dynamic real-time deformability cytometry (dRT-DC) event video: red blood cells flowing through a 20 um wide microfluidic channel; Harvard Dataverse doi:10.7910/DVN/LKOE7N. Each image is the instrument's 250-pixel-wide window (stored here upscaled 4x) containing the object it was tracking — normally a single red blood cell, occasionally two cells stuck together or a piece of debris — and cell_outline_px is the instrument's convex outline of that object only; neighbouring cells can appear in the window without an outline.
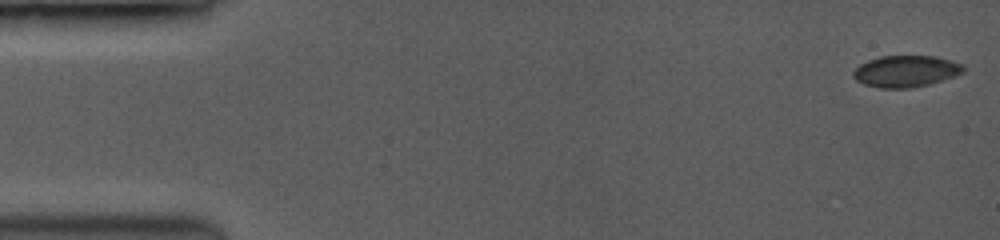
{"species": "common noctule bat (a hibernating species)", "species_latin": "Nyctalus noctula", "temperature_condition": "room temperature", "stored_images_in_passage": 42, "camera_frame_rate_fps": 3500, "um_per_image_px": 0.085, "animal": {"sex": "female", "body_mass_g": 19.0, "forearm_length_mm": 53.3}, "frame": {"image": 1, "passage_image": 1, "time_ms": 0.0, "image_size_px": [1000, 240], "cell_outline_px": [[964, 72], [956, 76], [928, 84], [912, 88], [880, 88], [864, 84], [856, 80], [852, 76], [852, 72], [860, 64], [868, 60], [884, 56], [932, 56], [952, 60], [964, 64]], "centroid_in_image_um": [77.01, 6.06], "position_along_channel_um": 8.0, "area_um2": 20.29}}
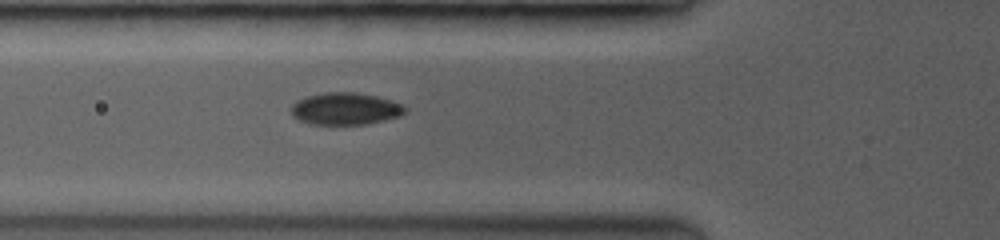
{"frame": {"image": 2, "passage_image": 29, "time_ms": 5.714, "image_size_px": [1000, 240], "cell_outline_px": [[404, 112], [400, 116], [368, 124], [308, 124], [292, 116], [292, 104], [308, 96], [328, 92], [352, 92], [372, 96], [388, 100], [400, 104], [404, 108]], "centroid_in_image_um": [29.31, 9.26], "position_along_channel_um": 96.5, "area_um2": 20.75}}
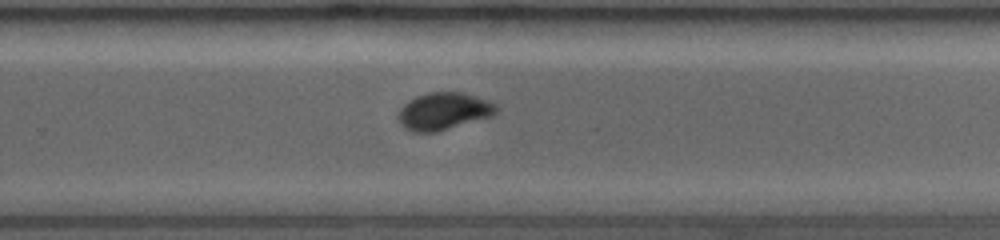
{"frame": {"image": 3, "passage_image": 41, "time_ms": 10.571, "image_size_px": [1000, 240], "cell_outline_px": [[496, 112], [492, 116], [436, 132], [412, 132], [404, 128], [400, 124], [400, 108], [404, 104], [416, 96], [428, 92], [460, 92], [496, 104]], "centroid_in_image_um": [37.68, 9.46], "position_along_channel_um": 292.1, "area_um2": 20.87}}